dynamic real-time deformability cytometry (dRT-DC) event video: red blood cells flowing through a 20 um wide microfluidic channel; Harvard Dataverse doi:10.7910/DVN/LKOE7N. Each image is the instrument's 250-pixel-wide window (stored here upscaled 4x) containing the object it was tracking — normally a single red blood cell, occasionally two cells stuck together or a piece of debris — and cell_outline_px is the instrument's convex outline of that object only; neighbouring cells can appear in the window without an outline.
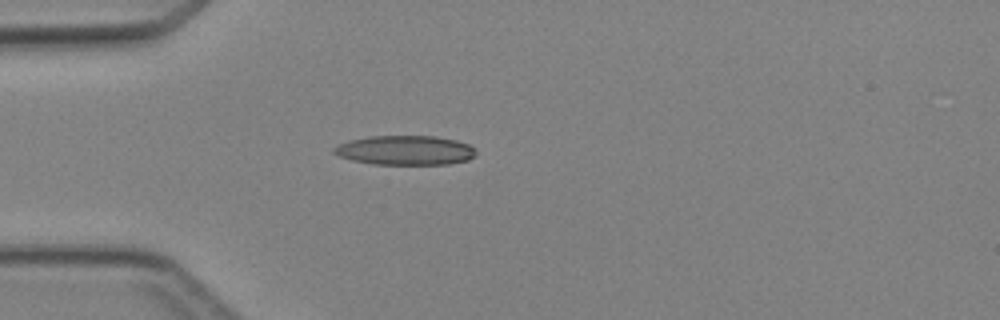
{"species": "Egyptian fruit bat (a non-hibernating species)", "species_latin": "Rousettus aegyptiacus", "temperature_condition": "cold", "stored_images_in_passage": 2, "camera_frame_rate_fps": 3000, "um_per_image_px": 0.085, "animal": {"sex": "female"}, "frame": {"image": 1, "passage_image": 2, "time_ms": 2.0, "image_size_px": [1000, 320], "cell_outline_px": [[476, 156], [468, 160], [448, 164], [372, 164], [352, 160], [340, 156], [332, 152], [332, 148], [348, 140], [368, 136], [436, 136], [456, 140], [468, 144], [476, 148]], "centroid_in_image_um": [34.46, 12.77], "position_along_channel_um": 50.5, "area_um2": 24.51}}